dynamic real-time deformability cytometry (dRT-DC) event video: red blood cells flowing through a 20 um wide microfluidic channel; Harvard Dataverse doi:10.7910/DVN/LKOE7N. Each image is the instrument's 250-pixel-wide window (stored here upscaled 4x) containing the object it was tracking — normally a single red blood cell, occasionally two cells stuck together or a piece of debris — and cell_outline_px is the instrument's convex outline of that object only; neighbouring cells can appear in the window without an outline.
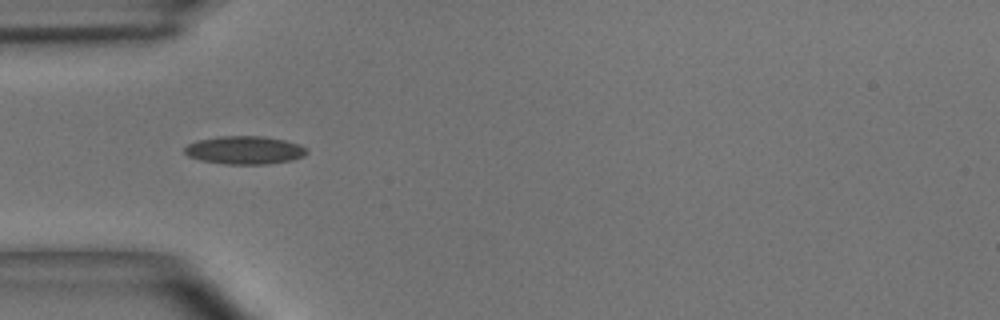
{"species": "common noctule bat (a hibernating species)", "species_latin": "Nyctalus noctula", "temperature_condition": "room temperature", "stored_images_in_passage": 36, "camera_frame_rate_fps": 3000, "um_per_image_px": 0.085, "animal": {"sex": "male", "body_mass_g": 15.6}, "frame": {"image": 1, "passage_image": 1, "time_ms": 0.0, "image_size_px": [1000, 320], "cell_outline_px": [[308, 152], [304, 156], [292, 160], [268, 164], [224, 164], [200, 160], [188, 156], [184, 152], [184, 148], [188, 144], [196, 140], [220, 136], [264, 136], [284, 140], [300, 144], [308, 148]], "centroid_in_image_um": [20.81, 12.76], "position_along_channel_um": 64.2, "area_um2": 20.23}}
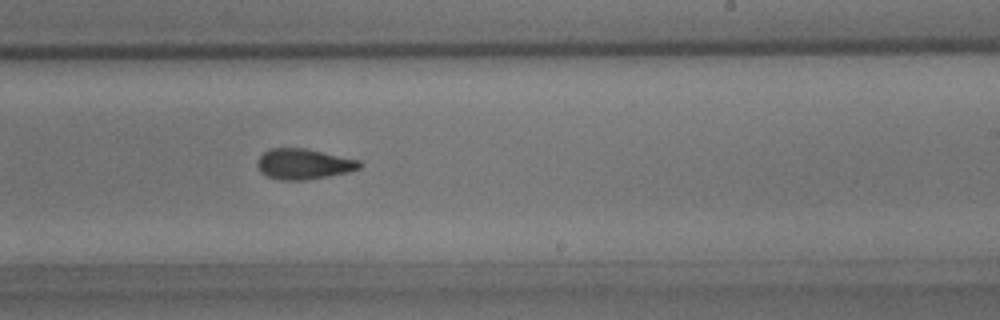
{"frame": {"image": 2, "passage_image": 16, "time_ms": 5.0, "image_size_px": [1000, 320], "cell_outline_px": [[364, 164], [360, 168], [348, 172], [328, 176], [304, 180], [280, 180], [268, 176], [260, 172], [256, 164], [260, 156], [268, 148], [304, 148], [360, 160]], "centroid_in_image_um": [25.81, 13.94], "position_along_channel_um": 263.2, "area_um2": 18.21}}
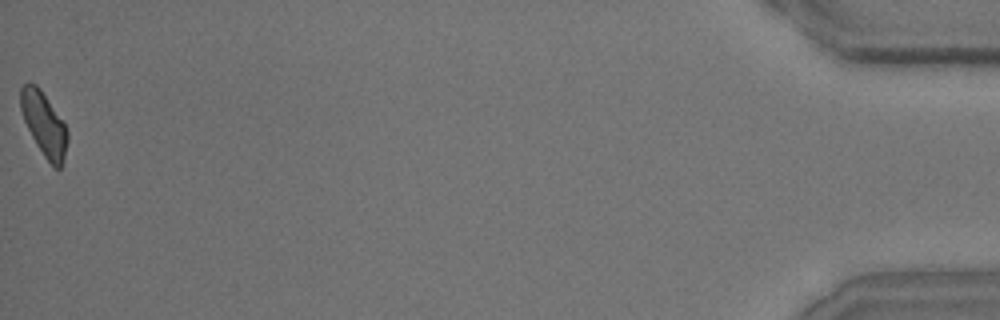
{"frame": {"image": 3, "passage_image": 36, "time_ms": 11.667, "image_size_px": [1000, 320], "cell_outline_px": [[68, 140], [64, 156], [60, 168], [56, 168], [44, 156], [32, 136], [24, 120], [20, 108], [20, 88], [24, 84], [36, 84], [40, 88], [64, 124], [68, 132]], "centroid_in_image_um": [3.73, 10.52], "position_along_channel_um": 431.5, "area_um2": 16.88}, "authors_computed_cell_mechanics": {"area_um2": 18.1492, "velocity_mm_per_s": 3.976, "shape_relaxation_time_tau1_ms": 7.917, "shape_relaxation_time_tau2_ms": 2.887, "deformation_change_tau1": 0.1889, "deformation_change_tau2": 0.0947}}